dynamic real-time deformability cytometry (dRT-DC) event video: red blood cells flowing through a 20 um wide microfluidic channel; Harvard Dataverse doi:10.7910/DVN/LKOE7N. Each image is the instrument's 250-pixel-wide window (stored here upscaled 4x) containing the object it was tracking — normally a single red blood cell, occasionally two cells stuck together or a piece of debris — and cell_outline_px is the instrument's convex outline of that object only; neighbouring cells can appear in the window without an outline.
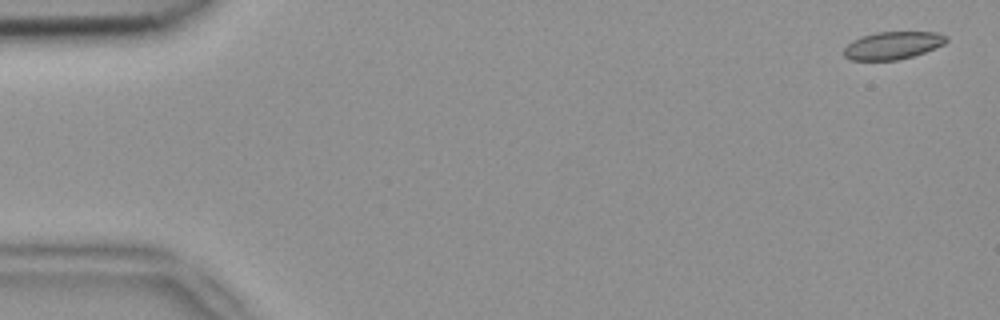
{"species": "common noctule bat (a hibernating species)", "species_latin": "Nyctalus noctula", "temperature_condition": "room temperature", "stored_images_in_passage": 6, "segment_of_instrument_passage": [2, 2], "camera_frame_rate_fps": 3000, "um_per_image_px": 0.085, "animal": {"sex": "female", "body_mass_g": 18.4}, "frame": {"image": 1, "passage_image": 6, "time_ms": 1.667, "image_size_px": [1000, 320], "cell_outline_px": [[948, 40], [944, 44], [936, 48], [912, 56], [896, 60], [848, 60], [844, 56], [844, 48], [852, 40], [860, 36], [876, 32], [936, 32], [948, 36]], "centroid_in_image_um": [75.87, 3.85], "position_along_channel_um": 9.1, "area_um2": 16.59}}